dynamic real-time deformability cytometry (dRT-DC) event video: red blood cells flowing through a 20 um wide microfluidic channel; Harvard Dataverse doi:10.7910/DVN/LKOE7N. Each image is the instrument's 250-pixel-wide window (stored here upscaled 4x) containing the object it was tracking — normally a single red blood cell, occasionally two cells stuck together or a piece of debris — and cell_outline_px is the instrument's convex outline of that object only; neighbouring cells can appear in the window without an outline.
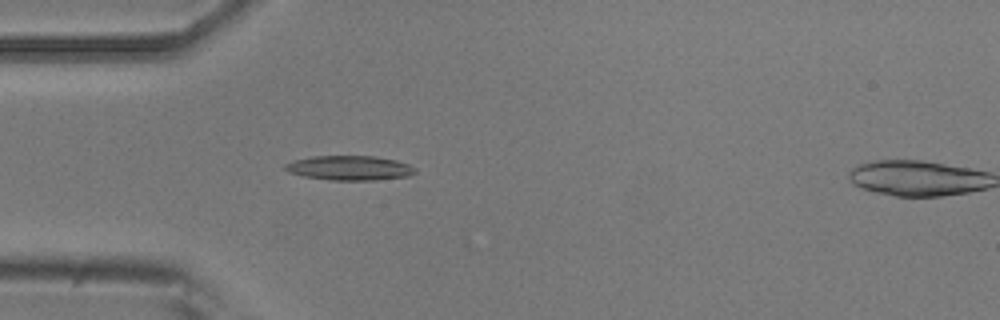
{"species": "common noctule bat (a hibernating species)", "species_latin": "Nyctalus noctula", "temperature_condition": "room temperature", "stored_images_in_passage": 5, "camera_frame_rate_fps": 3000, "um_per_image_px": 0.085, "animal": {"sex": "male", "body_mass_g": 20.5, "forearm_length_mm": 52.5}, "frame": {"image": 1, "passage_image": 4, "time_ms": 3.333, "image_size_px": [1000, 320], "cell_outline_px": [[416, 172], [408, 176], [376, 180], [332, 180], [304, 176], [288, 172], [284, 168], [284, 164], [296, 160], [312, 156], [372, 156], [396, 160], [408, 164], [416, 168]], "centroid_in_image_um": [29.72, 14.28], "position_along_channel_um": 55.3, "area_um2": 18.5}}